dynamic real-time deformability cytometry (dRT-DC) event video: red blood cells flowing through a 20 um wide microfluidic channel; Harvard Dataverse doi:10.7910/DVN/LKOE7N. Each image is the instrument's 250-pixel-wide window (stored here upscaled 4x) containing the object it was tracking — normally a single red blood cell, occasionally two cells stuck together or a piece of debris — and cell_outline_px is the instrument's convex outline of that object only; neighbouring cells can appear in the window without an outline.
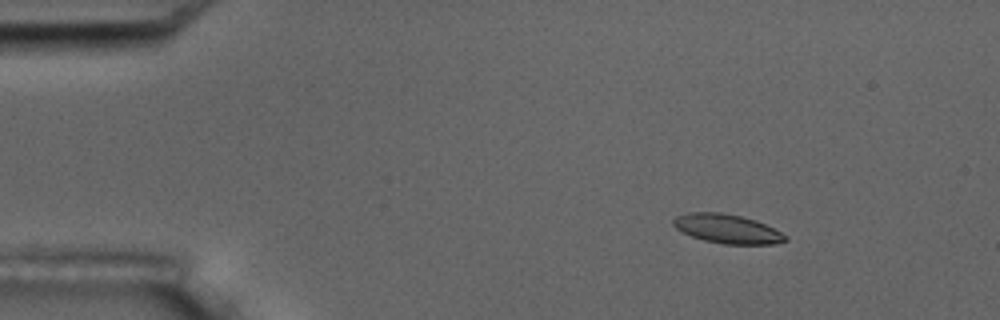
{"species": "common noctule bat (a hibernating species)", "species_latin": "Nyctalus noctula", "temperature_condition": "room temperature", "stored_images_in_passage": 9, "camera_frame_rate_fps": 3000, "um_per_image_px": 0.085, "animal": {"sex": "male", "body_mass_g": 17.5, "forearm_length_mm": 52.3}, "frame": {"image": 1, "passage_image": 3, "time_ms": 2.333, "image_size_px": [1000, 320], "cell_outline_px": [[788, 240], [776, 244], [724, 244], [704, 240], [692, 236], [676, 228], [672, 224], [672, 220], [676, 216], [688, 212], [720, 212], [740, 216], [756, 220], [788, 236]], "centroid_in_image_um": [61.81, 19.44], "position_along_channel_um": 23.2, "area_um2": 18.9}}
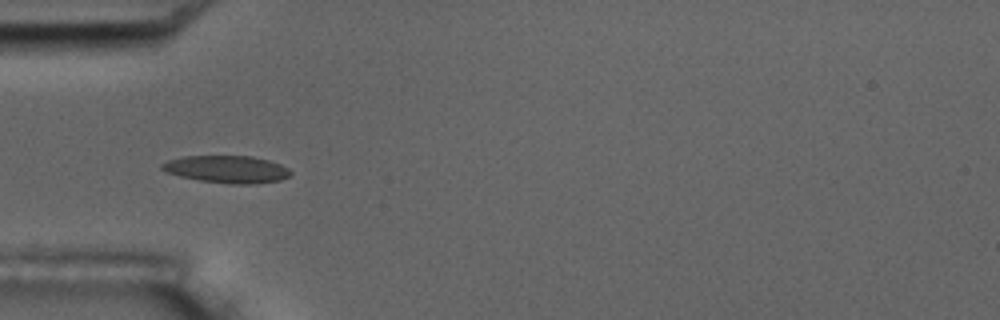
{"frame": {"image": 2, "passage_image": 6, "time_ms": 5.667, "image_size_px": [1000, 320], "cell_outline_px": [[292, 172], [288, 176], [280, 180], [252, 184], [232, 184], [200, 180], [180, 176], [168, 172], [160, 168], [160, 164], [168, 160], [184, 156], [252, 156], [268, 160], [280, 164], [288, 168]], "centroid_in_image_um": [19.29, 14.38], "position_along_channel_um": 65.7, "area_um2": 20.35}}
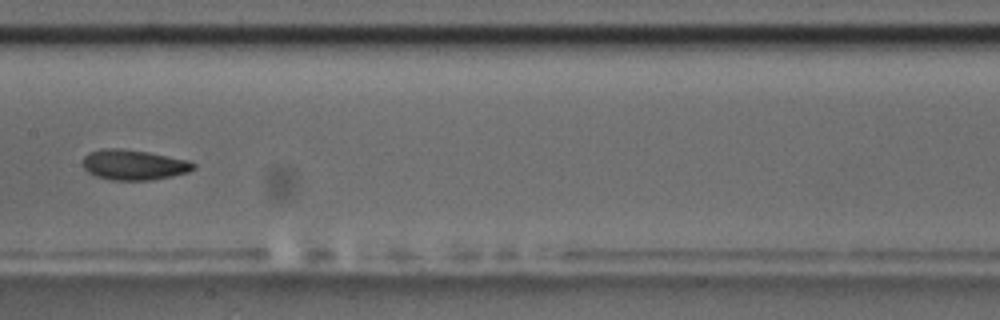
{"frame": {"image": 3, "passage_image": 9, "time_ms": 9.333, "image_size_px": [1000, 320], "cell_outline_px": [[196, 168], [188, 172], [172, 176], [152, 180], [112, 180], [96, 176], [88, 172], [80, 164], [84, 156], [88, 152], [100, 148], [124, 148], [148, 152], [188, 160], [196, 164]], "centroid_in_image_um": [11.34, 14.0], "position_along_channel_um": 196.1, "area_um2": 19.83}}